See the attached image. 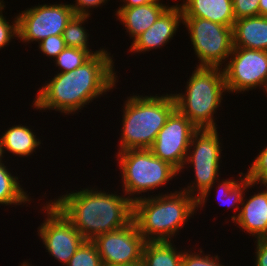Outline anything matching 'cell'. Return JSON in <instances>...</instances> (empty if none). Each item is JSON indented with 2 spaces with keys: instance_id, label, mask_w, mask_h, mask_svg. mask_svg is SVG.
<instances>
[{
  "instance_id": "cell-1",
  "label": "cell",
  "mask_w": 267,
  "mask_h": 266,
  "mask_svg": "<svg viewBox=\"0 0 267 266\" xmlns=\"http://www.w3.org/2000/svg\"><path fill=\"white\" fill-rule=\"evenodd\" d=\"M109 50L104 47L75 70L48 75L50 79L40 85L30 106L39 113L49 110L76 116L86 105L113 92L120 80Z\"/></svg>"
},
{
  "instance_id": "cell-2",
  "label": "cell",
  "mask_w": 267,
  "mask_h": 266,
  "mask_svg": "<svg viewBox=\"0 0 267 266\" xmlns=\"http://www.w3.org/2000/svg\"><path fill=\"white\" fill-rule=\"evenodd\" d=\"M96 186L65 190L66 193L50 199L82 237L90 241L133 221V202L123 192L119 193L120 189L110 192Z\"/></svg>"
},
{
  "instance_id": "cell-3",
  "label": "cell",
  "mask_w": 267,
  "mask_h": 266,
  "mask_svg": "<svg viewBox=\"0 0 267 266\" xmlns=\"http://www.w3.org/2000/svg\"><path fill=\"white\" fill-rule=\"evenodd\" d=\"M196 213L197 200L181 188L133 202V221L146 242L179 243L176 236L180 238L181 229Z\"/></svg>"
},
{
  "instance_id": "cell-4",
  "label": "cell",
  "mask_w": 267,
  "mask_h": 266,
  "mask_svg": "<svg viewBox=\"0 0 267 266\" xmlns=\"http://www.w3.org/2000/svg\"><path fill=\"white\" fill-rule=\"evenodd\" d=\"M171 93L127 95L122 100V126L119 134L118 151L150 149L158 132L164 127L170 114L176 109ZM144 94V95H143Z\"/></svg>"
},
{
  "instance_id": "cell-5",
  "label": "cell",
  "mask_w": 267,
  "mask_h": 266,
  "mask_svg": "<svg viewBox=\"0 0 267 266\" xmlns=\"http://www.w3.org/2000/svg\"><path fill=\"white\" fill-rule=\"evenodd\" d=\"M182 89L172 92L176 108L199 130L218 129L217 115L227 90L221 67H193ZM178 92V93H177Z\"/></svg>"
},
{
  "instance_id": "cell-6",
  "label": "cell",
  "mask_w": 267,
  "mask_h": 266,
  "mask_svg": "<svg viewBox=\"0 0 267 266\" xmlns=\"http://www.w3.org/2000/svg\"><path fill=\"white\" fill-rule=\"evenodd\" d=\"M115 153L114 158H116L115 161L121 174L119 175L121 177L120 190L122 189L121 191L132 202L143 197L177 190L165 186L170 183L169 181L172 183L173 179H178L179 172L169 163L156 157L150 149H131ZM165 188L169 191L164 190ZM158 189H163L164 192L160 190V193Z\"/></svg>"
},
{
  "instance_id": "cell-7",
  "label": "cell",
  "mask_w": 267,
  "mask_h": 266,
  "mask_svg": "<svg viewBox=\"0 0 267 266\" xmlns=\"http://www.w3.org/2000/svg\"><path fill=\"white\" fill-rule=\"evenodd\" d=\"M219 134L218 129L198 130L190 141L184 165L179 172L181 178V174L185 175V171L188 170L190 172V167L193 169L190 172L194 174L192 175L193 179H190L191 182H188L187 186L185 184L184 188L182 186H178V188L189 193L196 200L223 175L220 173L221 167H223V164H221L222 155L224 157L226 155L222 152L224 150L223 138Z\"/></svg>"
},
{
  "instance_id": "cell-8",
  "label": "cell",
  "mask_w": 267,
  "mask_h": 266,
  "mask_svg": "<svg viewBox=\"0 0 267 266\" xmlns=\"http://www.w3.org/2000/svg\"><path fill=\"white\" fill-rule=\"evenodd\" d=\"M198 63L196 66L223 67L233 49V27L208 19L183 17V25Z\"/></svg>"
},
{
  "instance_id": "cell-9",
  "label": "cell",
  "mask_w": 267,
  "mask_h": 266,
  "mask_svg": "<svg viewBox=\"0 0 267 266\" xmlns=\"http://www.w3.org/2000/svg\"><path fill=\"white\" fill-rule=\"evenodd\" d=\"M40 205L36 210L40 208L38 213L45 216L37 228V236L49 257L66 266L85 239L50 200Z\"/></svg>"
},
{
  "instance_id": "cell-10",
  "label": "cell",
  "mask_w": 267,
  "mask_h": 266,
  "mask_svg": "<svg viewBox=\"0 0 267 266\" xmlns=\"http://www.w3.org/2000/svg\"><path fill=\"white\" fill-rule=\"evenodd\" d=\"M75 15L69 2L39 3L17 13L18 42L40 43L53 35H62L65 27ZM20 40V41H19Z\"/></svg>"
},
{
  "instance_id": "cell-11",
  "label": "cell",
  "mask_w": 267,
  "mask_h": 266,
  "mask_svg": "<svg viewBox=\"0 0 267 266\" xmlns=\"http://www.w3.org/2000/svg\"><path fill=\"white\" fill-rule=\"evenodd\" d=\"M228 60L222 67L227 93L247 94L257 88L266 95L267 51L233 47Z\"/></svg>"
},
{
  "instance_id": "cell-12",
  "label": "cell",
  "mask_w": 267,
  "mask_h": 266,
  "mask_svg": "<svg viewBox=\"0 0 267 266\" xmlns=\"http://www.w3.org/2000/svg\"><path fill=\"white\" fill-rule=\"evenodd\" d=\"M92 242L104 266H129L141 263L146 240L132 221L124 228L98 235Z\"/></svg>"
},
{
  "instance_id": "cell-13",
  "label": "cell",
  "mask_w": 267,
  "mask_h": 266,
  "mask_svg": "<svg viewBox=\"0 0 267 266\" xmlns=\"http://www.w3.org/2000/svg\"><path fill=\"white\" fill-rule=\"evenodd\" d=\"M199 129L177 108L170 114L151 146L152 153L181 171L190 141Z\"/></svg>"
},
{
  "instance_id": "cell-14",
  "label": "cell",
  "mask_w": 267,
  "mask_h": 266,
  "mask_svg": "<svg viewBox=\"0 0 267 266\" xmlns=\"http://www.w3.org/2000/svg\"><path fill=\"white\" fill-rule=\"evenodd\" d=\"M181 24H183V13L177 1L161 14L150 28L130 43L127 52L131 55L142 53L144 55L154 49L155 51L164 49L173 40Z\"/></svg>"
},
{
  "instance_id": "cell-15",
  "label": "cell",
  "mask_w": 267,
  "mask_h": 266,
  "mask_svg": "<svg viewBox=\"0 0 267 266\" xmlns=\"http://www.w3.org/2000/svg\"><path fill=\"white\" fill-rule=\"evenodd\" d=\"M252 188L257 192H253ZM249 190L253 194H249ZM247 193L250 196H246ZM232 223L254 240H267V190L251 182L244 193L239 214Z\"/></svg>"
},
{
  "instance_id": "cell-16",
  "label": "cell",
  "mask_w": 267,
  "mask_h": 266,
  "mask_svg": "<svg viewBox=\"0 0 267 266\" xmlns=\"http://www.w3.org/2000/svg\"><path fill=\"white\" fill-rule=\"evenodd\" d=\"M157 0L131 8H117L113 15L123 25L132 42L144 31L150 28L160 15L170 6V3H163Z\"/></svg>"
},
{
  "instance_id": "cell-17",
  "label": "cell",
  "mask_w": 267,
  "mask_h": 266,
  "mask_svg": "<svg viewBox=\"0 0 267 266\" xmlns=\"http://www.w3.org/2000/svg\"><path fill=\"white\" fill-rule=\"evenodd\" d=\"M237 177L235 179V177L233 175L232 177L226 178V179L219 178L212 185V187L210 189H208L197 200V211L199 212V210L201 211L203 207L204 208L206 207L205 205H207L206 204L207 201L210 200L209 196H211L210 194L212 193V190H213L216 192L215 196H216L217 200H219L218 201L219 206L221 205V206L225 207V205H226V207L233 209V211L235 212L232 216H230L231 219L229 218V220H227L226 223H229L230 220H231V222H233L239 214L246 188L252 182L243 171L239 172Z\"/></svg>"
},
{
  "instance_id": "cell-18",
  "label": "cell",
  "mask_w": 267,
  "mask_h": 266,
  "mask_svg": "<svg viewBox=\"0 0 267 266\" xmlns=\"http://www.w3.org/2000/svg\"><path fill=\"white\" fill-rule=\"evenodd\" d=\"M7 129L2 132L0 135L2 142L3 154L7 161H10L9 158L20 157L22 161L24 158H32L30 156L34 155V152L40 151L42 149L41 143L43 140L37 136L39 133H36L34 126H27V124H15L9 125ZM37 134V135H36ZM41 146V147H40ZM38 149V151H37ZM7 153H11L10 155ZM12 155V156H11Z\"/></svg>"
},
{
  "instance_id": "cell-19",
  "label": "cell",
  "mask_w": 267,
  "mask_h": 266,
  "mask_svg": "<svg viewBox=\"0 0 267 266\" xmlns=\"http://www.w3.org/2000/svg\"><path fill=\"white\" fill-rule=\"evenodd\" d=\"M183 17L208 19L214 23L233 27L235 17L232 0H180Z\"/></svg>"
},
{
  "instance_id": "cell-20",
  "label": "cell",
  "mask_w": 267,
  "mask_h": 266,
  "mask_svg": "<svg viewBox=\"0 0 267 266\" xmlns=\"http://www.w3.org/2000/svg\"><path fill=\"white\" fill-rule=\"evenodd\" d=\"M233 47L267 51V17L257 15L235 20Z\"/></svg>"
},
{
  "instance_id": "cell-21",
  "label": "cell",
  "mask_w": 267,
  "mask_h": 266,
  "mask_svg": "<svg viewBox=\"0 0 267 266\" xmlns=\"http://www.w3.org/2000/svg\"><path fill=\"white\" fill-rule=\"evenodd\" d=\"M9 167L7 160L0 163V207L2 205L4 208L6 206L10 208L11 206V208L15 207V209L16 205H22L21 207L26 205L28 207L32 202L34 203L35 199L30 196L33 194L30 192L28 193L26 187L24 188V186H22L24 184H22L20 180V173L18 175L16 170L14 172L11 167Z\"/></svg>"
},
{
  "instance_id": "cell-22",
  "label": "cell",
  "mask_w": 267,
  "mask_h": 266,
  "mask_svg": "<svg viewBox=\"0 0 267 266\" xmlns=\"http://www.w3.org/2000/svg\"><path fill=\"white\" fill-rule=\"evenodd\" d=\"M179 246L174 241L146 242L142 266H181L184 250Z\"/></svg>"
},
{
  "instance_id": "cell-23",
  "label": "cell",
  "mask_w": 267,
  "mask_h": 266,
  "mask_svg": "<svg viewBox=\"0 0 267 266\" xmlns=\"http://www.w3.org/2000/svg\"><path fill=\"white\" fill-rule=\"evenodd\" d=\"M91 19L92 18L89 15L76 14L71 18L62 34L66 47L87 50L92 55H95L104 49L100 47L99 49L94 51L92 46L89 45V37L92 34H89V30L86 29L85 25Z\"/></svg>"
},
{
  "instance_id": "cell-24",
  "label": "cell",
  "mask_w": 267,
  "mask_h": 266,
  "mask_svg": "<svg viewBox=\"0 0 267 266\" xmlns=\"http://www.w3.org/2000/svg\"><path fill=\"white\" fill-rule=\"evenodd\" d=\"M93 55L87 51L78 48L66 47L51 63H54L55 73H65L75 70L87 62Z\"/></svg>"
},
{
  "instance_id": "cell-25",
  "label": "cell",
  "mask_w": 267,
  "mask_h": 266,
  "mask_svg": "<svg viewBox=\"0 0 267 266\" xmlns=\"http://www.w3.org/2000/svg\"><path fill=\"white\" fill-rule=\"evenodd\" d=\"M193 246H191L192 248L190 247V249L183 247L184 253L182 255L181 266H225L223 265L224 262H221L222 259H220L218 253L213 255L212 253L209 254L210 252H207L205 254V251L202 249V247L196 248V245Z\"/></svg>"
},
{
  "instance_id": "cell-26",
  "label": "cell",
  "mask_w": 267,
  "mask_h": 266,
  "mask_svg": "<svg viewBox=\"0 0 267 266\" xmlns=\"http://www.w3.org/2000/svg\"><path fill=\"white\" fill-rule=\"evenodd\" d=\"M66 266H103L95 244L85 240Z\"/></svg>"
},
{
  "instance_id": "cell-27",
  "label": "cell",
  "mask_w": 267,
  "mask_h": 266,
  "mask_svg": "<svg viewBox=\"0 0 267 266\" xmlns=\"http://www.w3.org/2000/svg\"><path fill=\"white\" fill-rule=\"evenodd\" d=\"M7 16L0 14V51L8 47L13 39H18V18L17 14L9 20ZM13 20V21H12ZM12 21V22H11ZM11 22V23H10Z\"/></svg>"
},
{
  "instance_id": "cell-28",
  "label": "cell",
  "mask_w": 267,
  "mask_h": 266,
  "mask_svg": "<svg viewBox=\"0 0 267 266\" xmlns=\"http://www.w3.org/2000/svg\"><path fill=\"white\" fill-rule=\"evenodd\" d=\"M37 48V51L39 50L41 55L49 58L51 63V60H54L66 48V45L62 35H53L38 43Z\"/></svg>"
},
{
  "instance_id": "cell-29",
  "label": "cell",
  "mask_w": 267,
  "mask_h": 266,
  "mask_svg": "<svg viewBox=\"0 0 267 266\" xmlns=\"http://www.w3.org/2000/svg\"><path fill=\"white\" fill-rule=\"evenodd\" d=\"M235 20L259 15V0H232Z\"/></svg>"
},
{
  "instance_id": "cell-30",
  "label": "cell",
  "mask_w": 267,
  "mask_h": 266,
  "mask_svg": "<svg viewBox=\"0 0 267 266\" xmlns=\"http://www.w3.org/2000/svg\"><path fill=\"white\" fill-rule=\"evenodd\" d=\"M110 0H73L70 5L76 15H89L91 16L94 8H102V6L108 4Z\"/></svg>"
},
{
  "instance_id": "cell-31",
  "label": "cell",
  "mask_w": 267,
  "mask_h": 266,
  "mask_svg": "<svg viewBox=\"0 0 267 266\" xmlns=\"http://www.w3.org/2000/svg\"><path fill=\"white\" fill-rule=\"evenodd\" d=\"M255 252H254V265L253 266H267V240L256 239L254 240Z\"/></svg>"
},
{
  "instance_id": "cell-32",
  "label": "cell",
  "mask_w": 267,
  "mask_h": 266,
  "mask_svg": "<svg viewBox=\"0 0 267 266\" xmlns=\"http://www.w3.org/2000/svg\"><path fill=\"white\" fill-rule=\"evenodd\" d=\"M245 174L255 185L267 190V169H247Z\"/></svg>"
},
{
  "instance_id": "cell-33",
  "label": "cell",
  "mask_w": 267,
  "mask_h": 266,
  "mask_svg": "<svg viewBox=\"0 0 267 266\" xmlns=\"http://www.w3.org/2000/svg\"><path fill=\"white\" fill-rule=\"evenodd\" d=\"M265 145L264 148L261 146L262 150L254 157L248 169H267V144Z\"/></svg>"
},
{
  "instance_id": "cell-34",
  "label": "cell",
  "mask_w": 267,
  "mask_h": 266,
  "mask_svg": "<svg viewBox=\"0 0 267 266\" xmlns=\"http://www.w3.org/2000/svg\"><path fill=\"white\" fill-rule=\"evenodd\" d=\"M154 1H157V0H120L121 4L118 6V8H131V7L151 3Z\"/></svg>"
},
{
  "instance_id": "cell-35",
  "label": "cell",
  "mask_w": 267,
  "mask_h": 266,
  "mask_svg": "<svg viewBox=\"0 0 267 266\" xmlns=\"http://www.w3.org/2000/svg\"><path fill=\"white\" fill-rule=\"evenodd\" d=\"M259 15L267 17V0H259Z\"/></svg>"
},
{
  "instance_id": "cell-36",
  "label": "cell",
  "mask_w": 267,
  "mask_h": 266,
  "mask_svg": "<svg viewBox=\"0 0 267 266\" xmlns=\"http://www.w3.org/2000/svg\"><path fill=\"white\" fill-rule=\"evenodd\" d=\"M6 3H5V1L4 0H0V14L1 13H5V10H6ZM4 11V12H3Z\"/></svg>"
},
{
  "instance_id": "cell-37",
  "label": "cell",
  "mask_w": 267,
  "mask_h": 266,
  "mask_svg": "<svg viewBox=\"0 0 267 266\" xmlns=\"http://www.w3.org/2000/svg\"><path fill=\"white\" fill-rule=\"evenodd\" d=\"M5 161V157L3 154V149H2V142H1V138H0V163Z\"/></svg>"
},
{
  "instance_id": "cell-38",
  "label": "cell",
  "mask_w": 267,
  "mask_h": 266,
  "mask_svg": "<svg viewBox=\"0 0 267 266\" xmlns=\"http://www.w3.org/2000/svg\"><path fill=\"white\" fill-rule=\"evenodd\" d=\"M31 263H29L27 261V259L25 261H23L22 263H20L21 265L20 266H35V265H32V261H30Z\"/></svg>"
},
{
  "instance_id": "cell-39",
  "label": "cell",
  "mask_w": 267,
  "mask_h": 266,
  "mask_svg": "<svg viewBox=\"0 0 267 266\" xmlns=\"http://www.w3.org/2000/svg\"><path fill=\"white\" fill-rule=\"evenodd\" d=\"M129 266H142V264L140 263V264H134V265H129Z\"/></svg>"
}]
</instances>
